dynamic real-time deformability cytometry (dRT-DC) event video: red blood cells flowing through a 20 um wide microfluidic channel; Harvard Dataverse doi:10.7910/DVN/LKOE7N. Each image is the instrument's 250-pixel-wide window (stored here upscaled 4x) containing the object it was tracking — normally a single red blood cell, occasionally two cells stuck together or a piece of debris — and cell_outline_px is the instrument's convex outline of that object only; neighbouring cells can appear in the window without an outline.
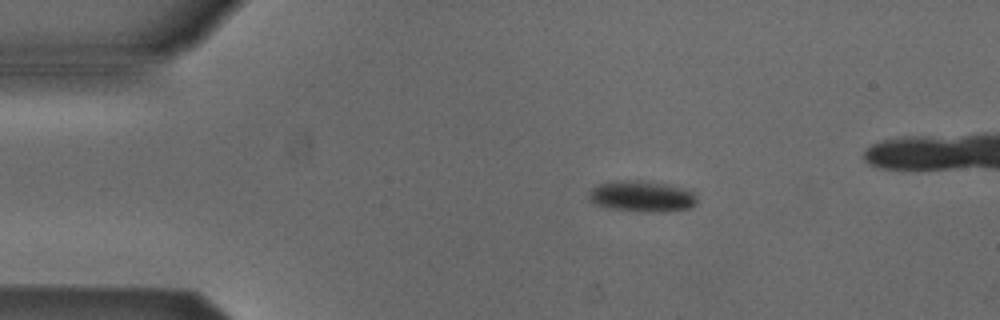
{"species": "Egyptian fruit bat (a non-hibernating species)", "species_latin": "Rousettus aegyptiacus", "temperature_condition": "cold", "stored_images_in_passage": 4, "camera_frame_rate_fps": 3000, "um_per_image_px": 0.085, "animal": {"sex": "male"}, "frame": {"image": 1, "passage_image": 2, "time_ms": 0.333, "image_size_px": [1000, 320], "cell_outline_px": [[696, 204], [692, 208], [664, 212], [640, 212], [608, 208], [592, 204], [588, 200], [588, 192], [592, 188], [600, 184], [620, 180], [636, 180], [664, 184], [696, 192]], "centroid_in_image_um": [54.53, 16.71], "position_along_channel_um": 30.5, "area_um2": 19.77}}